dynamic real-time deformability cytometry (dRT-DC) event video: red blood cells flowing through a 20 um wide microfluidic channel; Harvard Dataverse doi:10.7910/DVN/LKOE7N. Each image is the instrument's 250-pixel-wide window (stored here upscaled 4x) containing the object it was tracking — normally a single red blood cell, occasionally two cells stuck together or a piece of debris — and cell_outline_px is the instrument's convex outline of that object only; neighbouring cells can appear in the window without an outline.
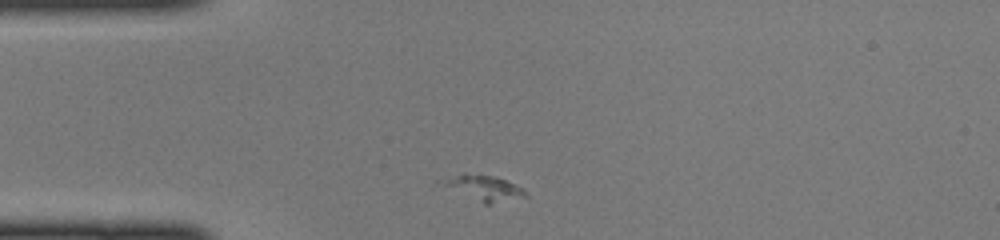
{"species": "common noctule bat (a hibernating species)", "species_latin": "Nyctalus noctula", "temperature_condition": "cold", "stored_images_in_passage": 32, "camera_frame_rate_fps": 3000, "um_per_image_px": 0.085, "animal": {"sex": "female", "body_mass_g": 22.0, "forearm_length_mm": 56.7}, "frame": {"image": 1, "passage_image": 1, "time_ms": 0.0, "image_size_px": [1000, 240], "cell_outline_px": [[528, 196], [488, 204], [484, 204], [432, 188], [432, 180], [464, 172], [492, 176], [516, 184]], "centroid_in_image_um": [40.69, 15.96], "position_along_channel_um": 44.3, "area_um2": 13.76}}
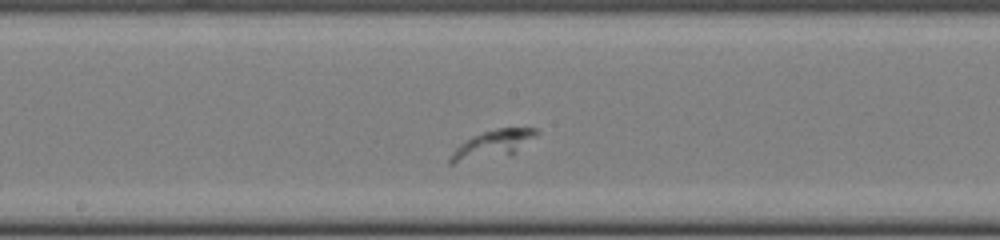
{"frame": {"image": 2, "passage_image": 14, "time_ms": 4.333, "image_size_px": [1000, 240], "cell_outline_px": [[540, 132], [536, 136], [512, 156], [452, 164], [448, 164], [448, 160], [452, 152], [460, 144], [472, 136], [484, 132], [500, 128], [536, 128]], "centroid_in_image_um": [41.88, 12.31], "position_along_channel_um": 206.3, "area_um2": 14.39}}
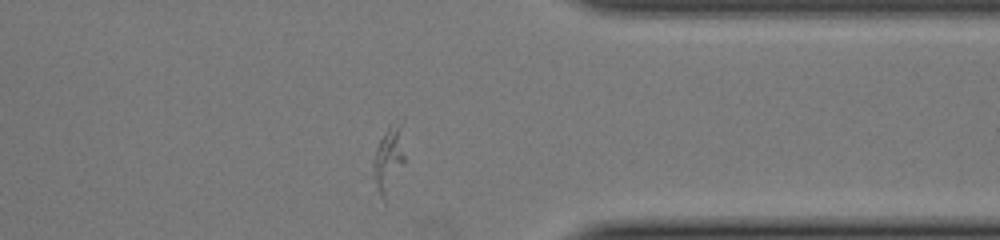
{"frame": {"image": 3, "passage_image": 27, "time_ms": 8.667, "image_size_px": [1000, 240], "cell_outline_px": [[404, 164], [384, 200], [380, 196], [372, 172], [372, 160], [376, 148], [388, 124], [400, 124], [404, 156]], "centroid_in_image_um": [32.99, 13.53], "position_along_channel_um": 378.4, "area_um2": 11.62}}